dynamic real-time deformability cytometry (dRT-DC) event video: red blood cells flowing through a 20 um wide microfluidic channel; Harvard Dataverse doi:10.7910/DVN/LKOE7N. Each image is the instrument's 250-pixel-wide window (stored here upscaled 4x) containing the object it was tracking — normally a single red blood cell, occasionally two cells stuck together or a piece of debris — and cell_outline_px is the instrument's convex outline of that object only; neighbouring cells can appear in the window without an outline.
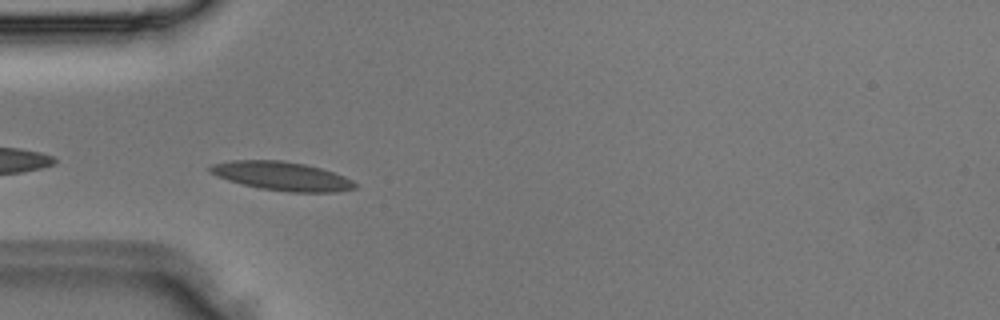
{"species": "Egyptian fruit bat (a non-hibernating species)", "species_latin": "Rousettus aegyptiacus", "temperature_condition": "room temperature", "stored_images_in_passage": 5, "camera_frame_rate_fps": 3000, "um_per_image_px": 0.085, "animal": {"sex": "male"}, "frame": {"image": 1, "passage_image": 4, "time_ms": 1.0, "image_size_px": [1000, 320], "cell_outline_px": [[356, 188], [336, 192], [288, 192], [260, 188], [228, 180], [216, 176], [208, 172], [208, 168], [212, 164], [232, 160], [284, 160], [304, 164], [320, 168], [344, 176], [352, 180], [356, 184]], "centroid_in_image_um": [23.94, 14.96], "position_along_channel_um": 61.1, "area_um2": 24.22}}